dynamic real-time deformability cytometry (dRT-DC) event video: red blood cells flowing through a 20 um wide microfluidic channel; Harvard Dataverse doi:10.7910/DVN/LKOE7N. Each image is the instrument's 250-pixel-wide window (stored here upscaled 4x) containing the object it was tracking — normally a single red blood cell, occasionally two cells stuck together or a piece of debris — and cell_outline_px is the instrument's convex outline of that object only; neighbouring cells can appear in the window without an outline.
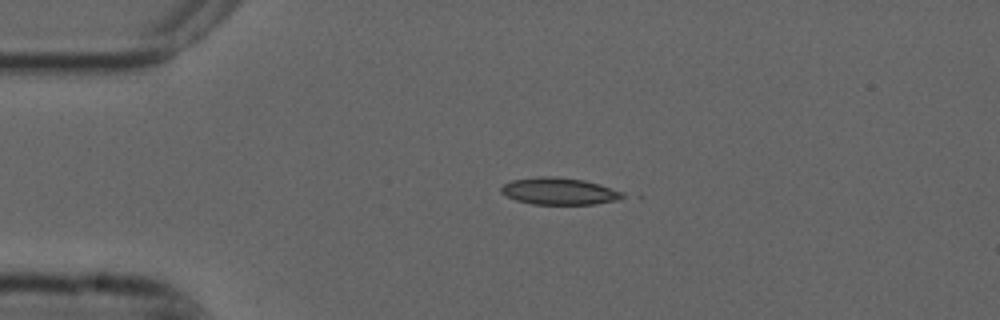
{"species": "common noctule bat (a hibernating species)", "species_latin": "Nyctalus noctula", "temperature_condition": "cold", "stored_images_in_passage": 3, "camera_frame_rate_fps": 3000, "um_per_image_px": 0.085, "animal": {"sex": "male", "forearm_length_mm": 52.5}, "frame": {"image": 1, "passage_image": 3, "time_ms": 0.667, "image_size_px": [1000, 320], "cell_outline_px": [[628, 196], [620, 200], [592, 204], [532, 204], [516, 200], [500, 192], [500, 188], [504, 184], [512, 180], [540, 176], [556, 176], [584, 180], [600, 184], [624, 192]], "centroid_in_image_um": [47.58, 16.25], "position_along_channel_um": 37.4, "area_um2": 19.25}}